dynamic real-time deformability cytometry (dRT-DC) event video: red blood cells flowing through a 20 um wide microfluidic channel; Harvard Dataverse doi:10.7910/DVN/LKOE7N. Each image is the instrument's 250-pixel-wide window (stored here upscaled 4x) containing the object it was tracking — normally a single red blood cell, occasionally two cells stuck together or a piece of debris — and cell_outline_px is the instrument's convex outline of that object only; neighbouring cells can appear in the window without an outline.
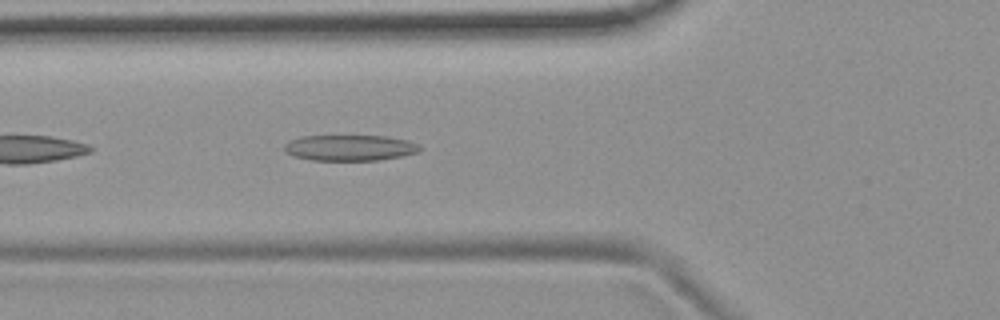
{"species": "common noctule bat (a hibernating species)", "species_latin": "Nyctalus noctula", "temperature_condition": "room temperature", "stored_images_in_passage": 11, "camera_frame_rate_fps": 3000, "um_per_image_px": 0.085, "animal": {"sex": "female", "body_mass_g": 19.9}, "frame": {"image": 1, "passage_image": 5, "time_ms": 1.333, "image_size_px": [1000, 320], "cell_outline_px": [[424, 148], [420, 152], [380, 160], [312, 160], [292, 156], [284, 152], [284, 144], [288, 140], [300, 136], [388, 136], [408, 140], [420, 144]], "centroid_in_image_um": [29.75, 12.56], "position_along_channel_um": 96.1, "area_um2": 20.75}}